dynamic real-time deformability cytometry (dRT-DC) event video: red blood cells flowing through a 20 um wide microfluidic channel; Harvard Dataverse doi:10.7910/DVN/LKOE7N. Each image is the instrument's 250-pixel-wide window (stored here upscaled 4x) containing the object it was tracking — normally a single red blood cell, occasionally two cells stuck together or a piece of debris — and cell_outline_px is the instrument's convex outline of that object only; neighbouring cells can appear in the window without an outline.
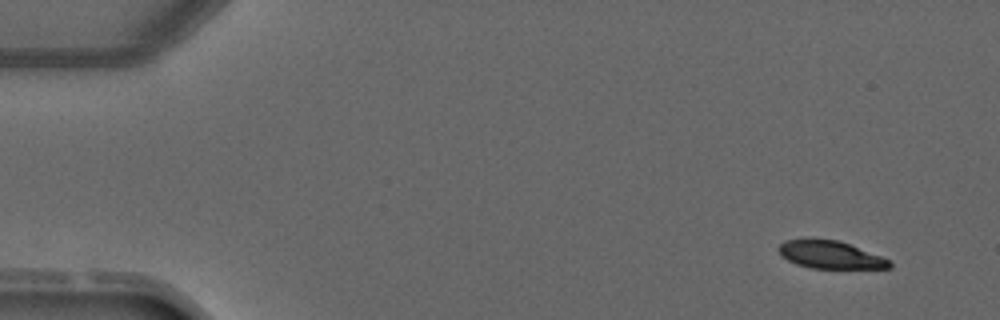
{"species": "common noctule bat (a hibernating species)", "species_latin": "Nyctalus noctula", "temperature_condition": "warm", "stored_images_in_passage": 5, "camera_frame_rate_fps": 3000, "um_per_image_px": 0.085, "animal": {"sex": "male", "forearm_length_mm": 52.5}, "frame": {"image": 1, "passage_image": 1, "time_ms": 0.0, "image_size_px": [1000, 320], "cell_outline_px": [[892, 268], [812, 268], [796, 264], [780, 256], [776, 248], [784, 240], [804, 236], [812, 236], [840, 240], [880, 256], [888, 260], [892, 264]], "centroid_in_image_um": [70.45, 21.59], "position_along_channel_um": 14.5, "area_um2": 18.55}}
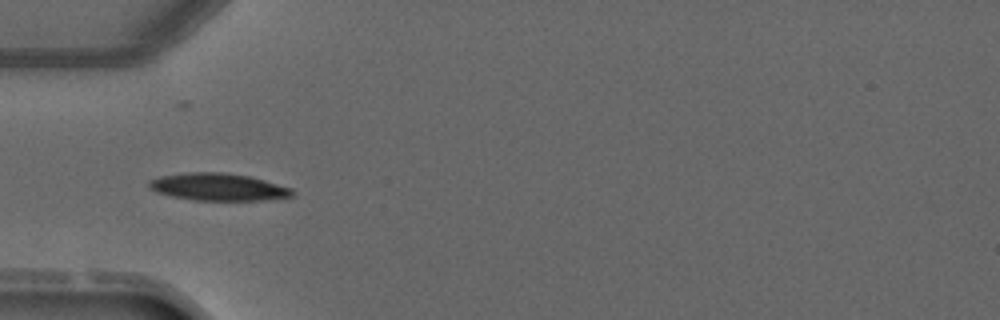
{"frame": {"image": 2, "passage_image": 4, "time_ms": 3.667, "image_size_px": [1000, 320], "cell_outline_px": [[296, 196], [260, 200], [196, 200], [172, 196], [156, 192], [148, 188], [148, 180], [160, 176], [188, 172], [220, 172], [252, 176], [292, 188], [296, 192]], "centroid_in_image_um": [18.57, 15.88], "position_along_channel_um": 66.4, "area_um2": 23.0}}
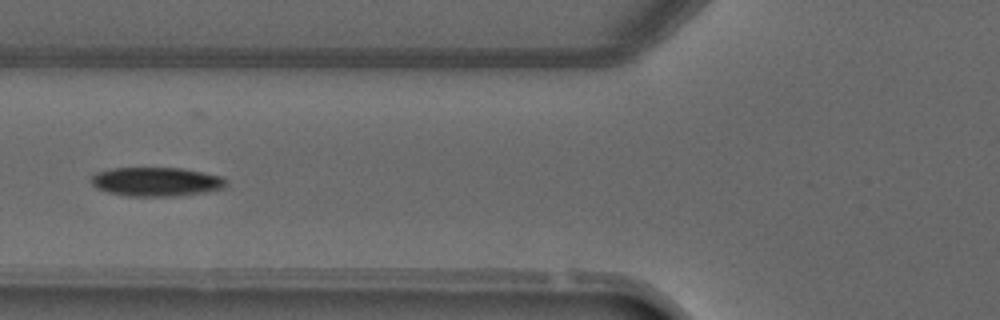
{"frame": {"image": 3, "passage_image": 5, "time_ms": 4.667, "image_size_px": [1000, 320], "cell_outline_px": [[228, 184], [224, 188], [204, 192], [180, 196], [128, 196], [108, 192], [96, 188], [88, 180], [96, 172], [112, 168], [180, 168], [220, 176], [228, 180]], "centroid_in_image_um": [13.26, 15.45], "position_along_channel_um": 112.5, "area_um2": 22.89}}